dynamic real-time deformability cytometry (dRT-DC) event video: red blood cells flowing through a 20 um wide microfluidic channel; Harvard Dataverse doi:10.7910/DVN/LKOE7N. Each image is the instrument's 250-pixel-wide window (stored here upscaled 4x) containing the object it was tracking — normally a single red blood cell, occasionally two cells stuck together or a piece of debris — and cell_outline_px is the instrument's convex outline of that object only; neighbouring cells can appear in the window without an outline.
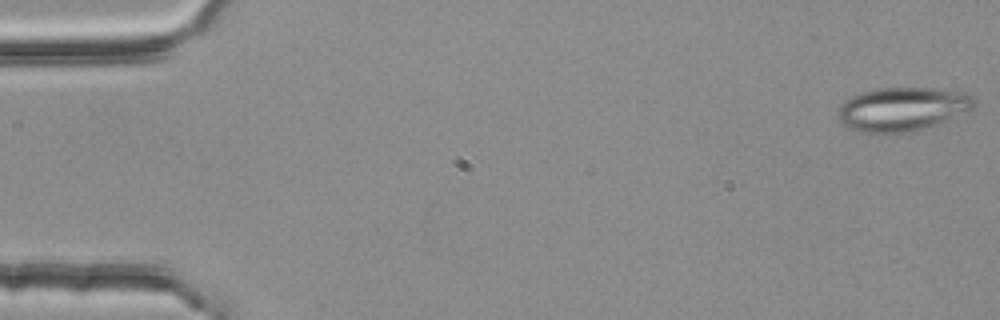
{"species": "common noctule bat (a hibernating species)", "species_latin": "Nyctalus noctula", "temperature_condition": "room temperature", "stored_images_in_passage": 3, "camera_frame_rate_fps": 3000, "um_per_image_px": 0.085, "animal": {"sex": "female", "body_mass_g": 25.1}, "frame": {"image": 1, "passage_image": 1, "time_ms": 0.0, "image_size_px": [1000, 320], "cell_outline_px": [[976, 108], [968, 112], [936, 124], [904, 132], [860, 132], [848, 128], [840, 120], [840, 108], [852, 96], [876, 88], [940, 88], [968, 92], [976, 96]], "centroid_in_image_um": [76.83, 9.24], "position_along_channel_um": 8.2, "area_um2": 34.51}}